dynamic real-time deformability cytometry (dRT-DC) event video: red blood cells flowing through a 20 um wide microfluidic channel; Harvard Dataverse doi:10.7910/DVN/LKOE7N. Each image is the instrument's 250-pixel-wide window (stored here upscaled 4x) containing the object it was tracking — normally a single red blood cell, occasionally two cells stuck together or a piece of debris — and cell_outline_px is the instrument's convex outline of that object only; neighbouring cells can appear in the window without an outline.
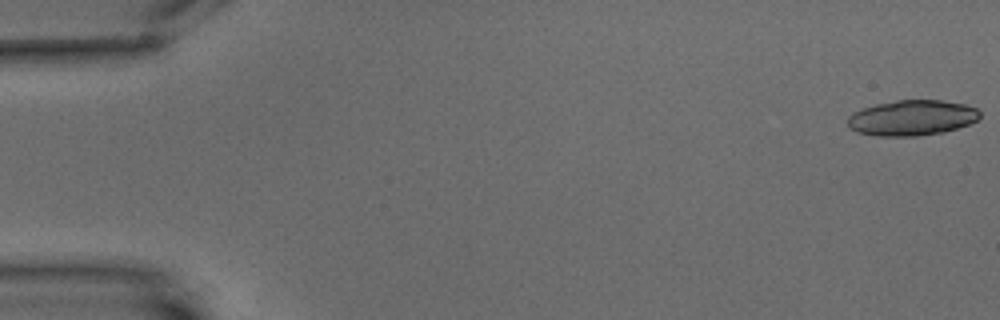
{"species": "common noctule bat (a hibernating species)", "species_latin": "Nyctalus noctula", "temperature_condition": "warm", "stored_images_in_passage": 5, "camera_frame_rate_fps": 3000, "um_per_image_px": 0.085, "animal": {"sex": "male", "body_mass_g": 15.6}, "frame": {"image": 1, "passage_image": 1, "time_ms": 0.0, "image_size_px": [1000, 320], "cell_outline_px": [[980, 116], [976, 120], [968, 124], [944, 132], [916, 136], [876, 136], [856, 132], [848, 128], [848, 116], [852, 112], [876, 104], [896, 100], [940, 100], [964, 104], [976, 108], [980, 112]], "centroid_in_image_um": [77.48, 10.02], "position_along_channel_um": 7.5, "area_um2": 27.34}}
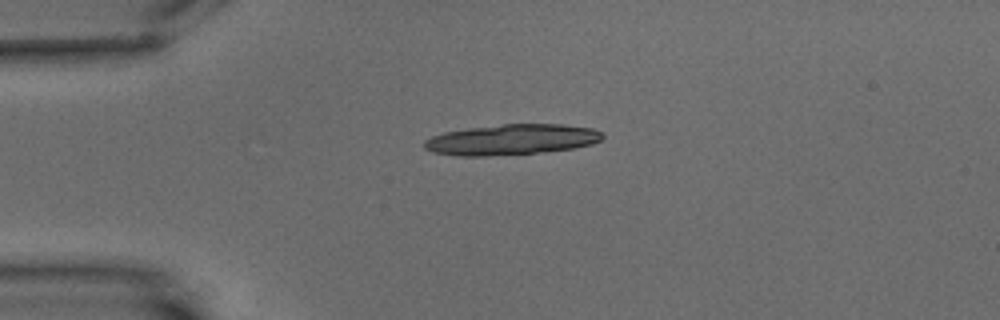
{"frame": {"image": 2, "passage_image": 4, "time_ms": 4.667, "image_size_px": [1000, 320], "cell_outline_px": [[604, 136], [600, 140], [592, 144], [572, 148], [544, 152], [488, 156], [460, 156], [432, 152], [424, 148], [424, 140], [432, 136], [444, 132], [468, 128], [504, 124], [564, 124], [592, 128], [604, 132]], "centroid_in_image_um": [43.5, 11.86], "position_along_channel_um": 41.5, "area_um2": 31.91}}